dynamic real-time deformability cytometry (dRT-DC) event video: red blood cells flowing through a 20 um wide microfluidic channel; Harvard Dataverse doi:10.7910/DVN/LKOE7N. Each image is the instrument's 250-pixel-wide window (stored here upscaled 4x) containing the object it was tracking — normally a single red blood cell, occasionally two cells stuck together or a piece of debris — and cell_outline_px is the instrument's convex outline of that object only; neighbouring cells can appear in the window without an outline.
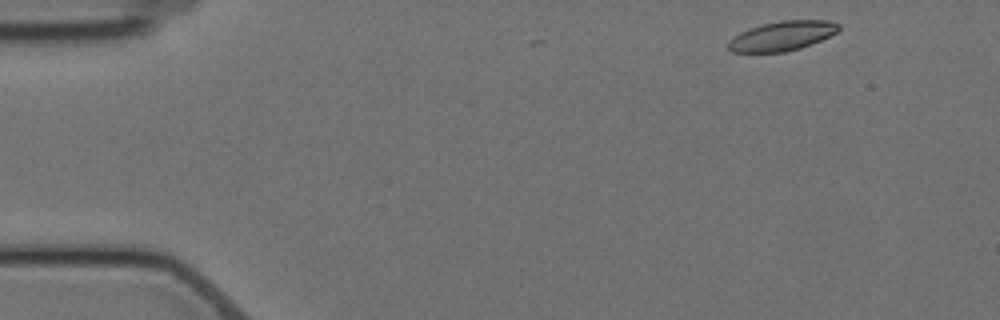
{"species": "Egyptian fruit bat (a non-hibernating species)", "species_latin": "Rousettus aegyptiacus", "temperature_condition": "cold", "stored_images_in_passage": 4, "camera_frame_rate_fps": 3000, "um_per_image_px": 0.085, "animal": {"sex": "female"}, "frame": {"image": 1, "passage_image": 1, "time_ms": 0.0, "image_size_px": [1000, 320], "cell_outline_px": [[840, 28], [836, 32], [812, 44], [800, 48], [784, 52], [732, 52], [728, 48], [728, 40], [740, 32], [764, 24], [780, 20], [828, 20], [840, 24]], "centroid_in_image_um": [66.48, 3.05], "position_along_channel_um": 18.5, "area_um2": 18.84}}
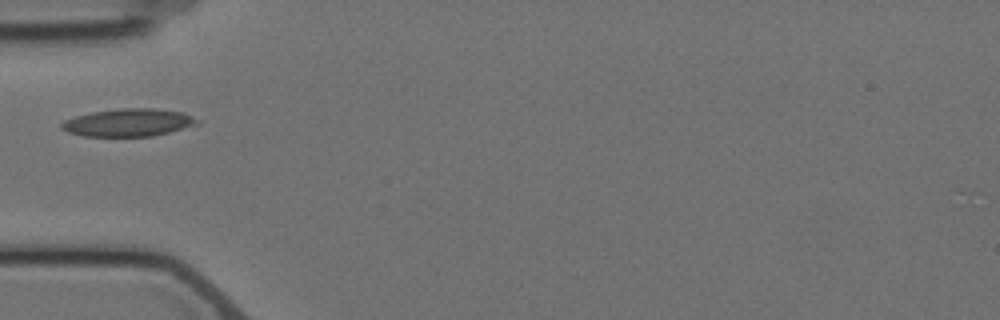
{"frame": {"image": 2, "passage_image": 4, "time_ms": 4.333, "image_size_px": [1000, 320], "cell_outline_px": [[200, 124], [152, 136], [84, 136], [68, 132], [60, 128], [60, 124], [64, 120], [76, 116], [92, 112], [120, 108], [156, 108], [184, 112], [200, 120]], "centroid_in_image_um": [10.94, 10.41], "position_along_channel_um": 74.1, "area_um2": 21.96}}